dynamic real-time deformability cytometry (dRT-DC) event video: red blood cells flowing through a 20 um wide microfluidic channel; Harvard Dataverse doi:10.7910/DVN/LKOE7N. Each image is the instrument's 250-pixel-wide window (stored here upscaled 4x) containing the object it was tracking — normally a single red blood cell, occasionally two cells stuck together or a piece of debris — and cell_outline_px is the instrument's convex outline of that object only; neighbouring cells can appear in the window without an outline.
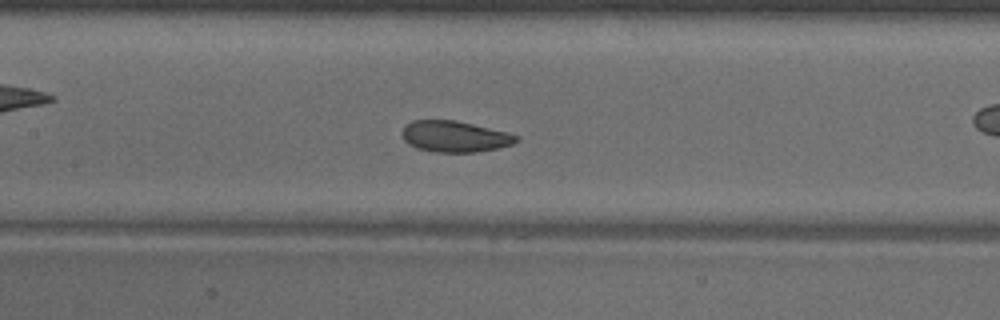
{"species": "common noctule bat (a hibernating species)", "species_latin": "Nyctalus noctula", "temperature_condition": "warm", "stored_images_in_passage": 50, "camera_frame_rate_fps": 3000, "um_per_image_px": 0.085, "animal": {"sex": "male", "body_mass_g": 18.8}, "frame": {"image": 1, "passage_image": 22, "time_ms": 7.0, "image_size_px": [1000, 320], "cell_outline_px": [[520, 140], [512, 144], [496, 148], [476, 152], [436, 152], [416, 148], [408, 144], [404, 140], [404, 128], [412, 120], [456, 120], [508, 132], [520, 136]], "centroid_in_image_um": [38.7, 11.6], "position_along_channel_um": 168.7, "area_um2": 20.63}, "authors_computed_cell_mechanics": {"area_um2": 22.2241, "velocity_mm_per_s": 3.9736, "shape_relaxation_time_tau1_ms": 2.3197, "shape_relaxation_time_tau2_ms": 1.7647, "deformation_change_tau1": 0.0887, "deformation_change_tau2": 0.0755}}